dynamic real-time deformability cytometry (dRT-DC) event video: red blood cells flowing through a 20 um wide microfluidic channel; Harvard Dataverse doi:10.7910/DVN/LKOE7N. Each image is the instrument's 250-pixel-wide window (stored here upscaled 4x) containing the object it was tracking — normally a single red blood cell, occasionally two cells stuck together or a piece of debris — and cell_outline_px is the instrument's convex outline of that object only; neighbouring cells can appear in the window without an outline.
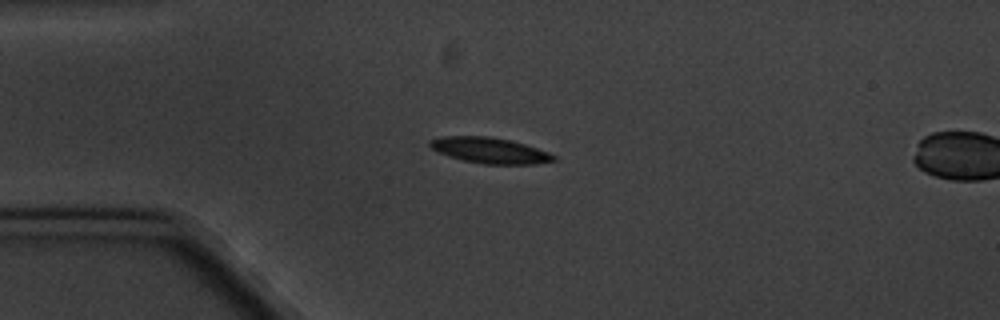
{"species": "common noctule bat (a hibernating species)", "species_latin": "Nyctalus noctula", "temperature_condition": "cold", "stored_images_in_passage": 5, "camera_frame_rate_fps": 3000, "um_per_image_px": 0.085, "animal": {"sex": "male", "body_mass_g": 20.1, "forearm_length_mm": 53.5}, "frame": {"image": 1, "passage_image": 4, "time_ms": 3.667, "image_size_px": [1000, 320], "cell_outline_px": [[556, 160], [536, 164], [484, 164], [464, 160], [448, 156], [432, 148], [428, 144], [428, 140], [440, 136], [488, 136], [508, 140], [524, 144], [548, 152], [556, 156]], "centroid_in_image_um": [41.61, 12.78], "position_along_channel_um": 43.4, "area_um2": 18.44}}